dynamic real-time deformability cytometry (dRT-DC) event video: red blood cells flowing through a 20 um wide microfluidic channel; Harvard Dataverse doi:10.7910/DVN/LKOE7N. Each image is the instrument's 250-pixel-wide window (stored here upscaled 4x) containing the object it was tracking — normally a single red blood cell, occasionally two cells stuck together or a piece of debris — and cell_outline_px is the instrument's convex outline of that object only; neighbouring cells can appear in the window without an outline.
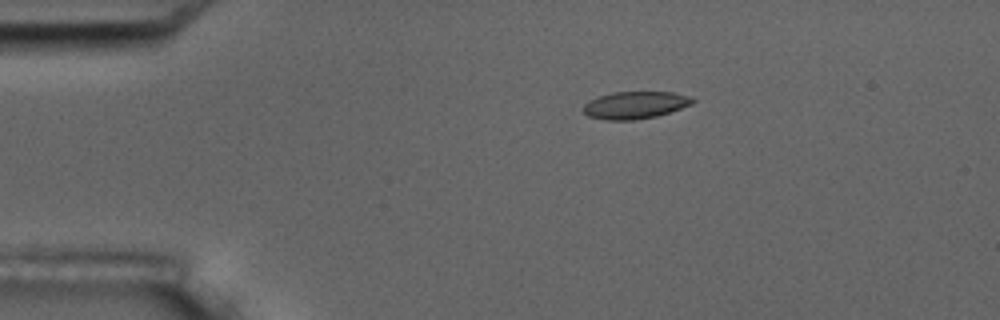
{"species": "common noctule bat (a hibernating species)", "species_latin": "Nyctalus noctula", "temperature_condition": "room temperature", "stored_images_in_passage": 13, "camera_frame_rate_fps": 3000, "um_per_image_px": 0.085, "animal": {"sex": "male", "body_mass_g": 17.5, "forearm_length_mm": 52.3}, "frame": {"image": 1, "passage_image": 1, "time_ms": 0.0, "image_size_px": [1000, 320], "cell_outline_px": [[696, 100], [692, 104], [656, 116], [632, 120], [604, 120], [588, 116], [584, 112], [584, 104], [588, 100], [596, 96], [612, 92], [672, 92], [692, 96]], "centroid_in_image_um": [53.96, 8.92], "position_along_channel_um": 31.0, "area_um2": 17.46}}
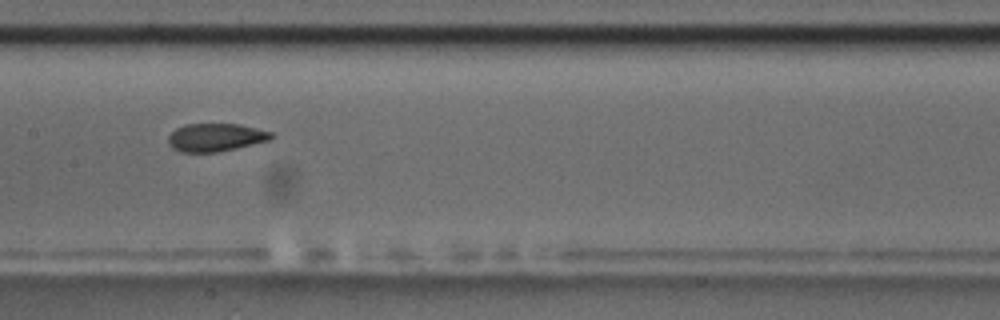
{"frame": {"image": 2, "passage_image": 6, "time_ms": 5.667, "image_size_px": [1000, 320], "cell_outline_px": [[276, 136], [268, 140], [236, 148], [216, 152], [180, 152], [172, 148], [168, 144], [168, 136], [176, 128], [184, 124], [240, 124], [272, 132]], "centroid_in_image_um": [18.31, 11.67], "position_along_channel_um": 189.1, "area_um2": 16.82}}
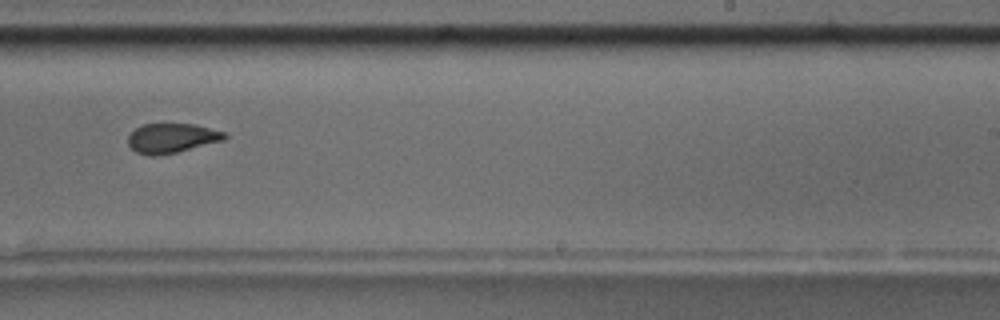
{"frame": {"image": 3, "passage_image": 8, "time_ms": 8.0, "image_size_px": [1000, 320], "cell_outline_px": [[228, 136], [224, 140], [176, 152], [156, 156], [148, 156], [136, 152], [128, 144], [128, 136], [136, 128], [144, 124], [196, 124], [224, 132]], "centroid_in_image_um": [14.59, 11.74], "position_along_channel_um": 274.4, "area_um2": 16.53}, "authors_computed_cell_mechanics": {"area_um2": 17.5134, "velocity_mm_per_s": 3.6667, "shape_relaxation_time_tau1_ms": null, "shape_relaxation_time_tau2_ms": 3.1124, "deformation_change_tau1": null, "deformation_change_tau2": 0.0549}}